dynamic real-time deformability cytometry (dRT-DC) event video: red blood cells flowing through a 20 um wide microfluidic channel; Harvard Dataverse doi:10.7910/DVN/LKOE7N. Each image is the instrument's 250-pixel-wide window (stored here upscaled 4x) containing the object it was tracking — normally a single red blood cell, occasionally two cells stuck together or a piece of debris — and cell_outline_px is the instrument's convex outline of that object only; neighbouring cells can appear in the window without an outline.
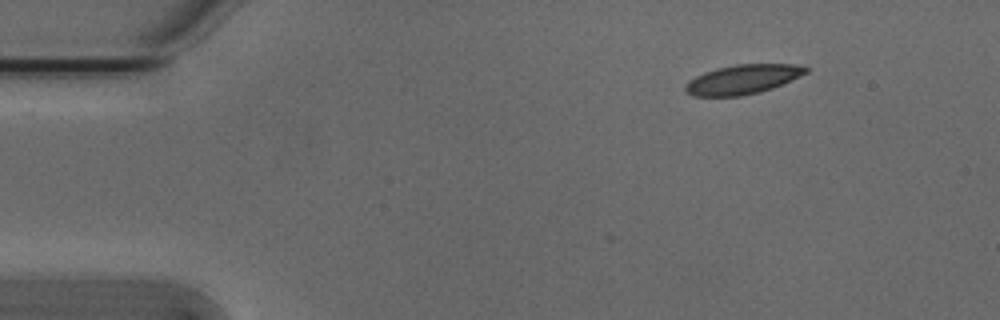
{"species": "Egyptian fruit bat (a non-hibernating species)", "species_latin": "Rousettus aegyptiacus", "temperature_condition": "cold", "stored_images_in_passage": 4, "camera_frame_rate_fps": 3000, "um_per_image_px": 0.085, "animal": {"sex": "male"}, "frame": {"image": 1, "passage_image": 1, "time_ms": 0.0, "image_size_px": [1000, 320], "cell_outline_px": [[808, 72], [800, 76], [772, 88], [760, 92], [740, 96], [692, 96], [684, 92], [684, 84], [688, 80], [704, 72], [716, 68], [736, 64], [796, 64], [808, 68]], "centroid_in_image_um": [63.08, 6.75], "position_along_channel_um": 21.9, "area_um2": 20.75}}